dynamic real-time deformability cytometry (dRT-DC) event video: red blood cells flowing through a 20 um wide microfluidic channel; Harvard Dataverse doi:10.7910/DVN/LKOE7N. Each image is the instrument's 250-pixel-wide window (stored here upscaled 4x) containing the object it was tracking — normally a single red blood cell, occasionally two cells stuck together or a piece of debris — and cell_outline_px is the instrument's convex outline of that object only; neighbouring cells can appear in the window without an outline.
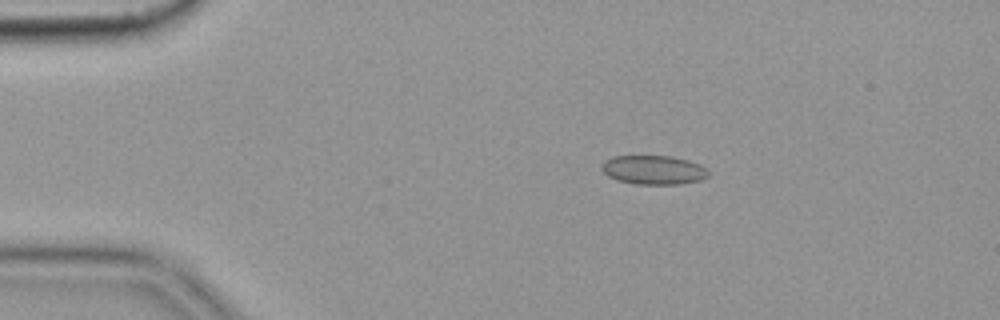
{"species": "common noctule bat (a hibernating species)", "species_latin": "Nyctalus noctula", "temperature_condition": "cold", "stored_images_in_passage": 9, "camera_frame_rate_fps": 3000, "um_per_image_px": 0.085, "animal": {"sex": "female", "body_mass_g": 19.9}, "frame": {"image": 1, "passage_image": 2, "time_ms": 0.333, "image_size_px": [1000, 320], "cell_outline_px": [[708, 176], [700, 180], [680, 184], [636, 184], [616, 180], [608, 176], [600, 168], [600, 164], [604, 160], [612, 156], [672, 156], [688, 160], [700, 164], [708, 172]], "centroid_in_image_um": [55.5, 14.44], "position_along_channel_um": 29.5, "area_um2": 18.15}}
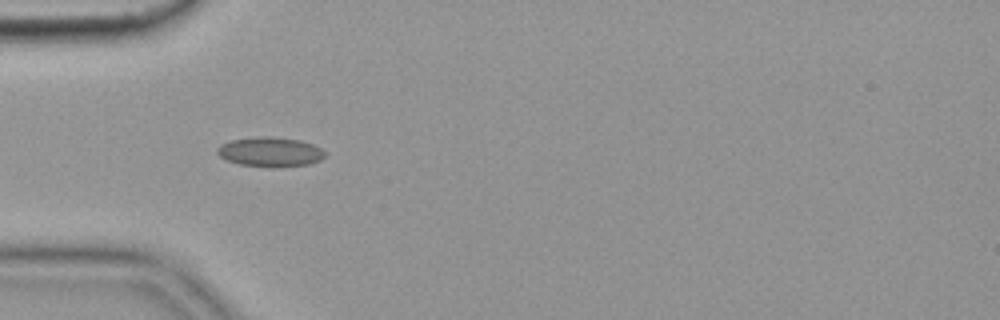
{"frame": {"image": 2, "passage_image": 4, "time_ms": 1.0, "image_size_px": [1000, 320], "cell_outline_px": [[324, 156], [320, 160], [308, 164], [240, 164], [228, 160], [220, 156], [216, 152], [216, 148], [220, 144], [232, 140], [256, 136], [272, 136], [300, 140], [312, 144], [320, 148], [324, 152]], "centroid_in_image_um": [22.92, 12.84], "position_along_channel_um": 62.1, "area_um2": 17.63}}